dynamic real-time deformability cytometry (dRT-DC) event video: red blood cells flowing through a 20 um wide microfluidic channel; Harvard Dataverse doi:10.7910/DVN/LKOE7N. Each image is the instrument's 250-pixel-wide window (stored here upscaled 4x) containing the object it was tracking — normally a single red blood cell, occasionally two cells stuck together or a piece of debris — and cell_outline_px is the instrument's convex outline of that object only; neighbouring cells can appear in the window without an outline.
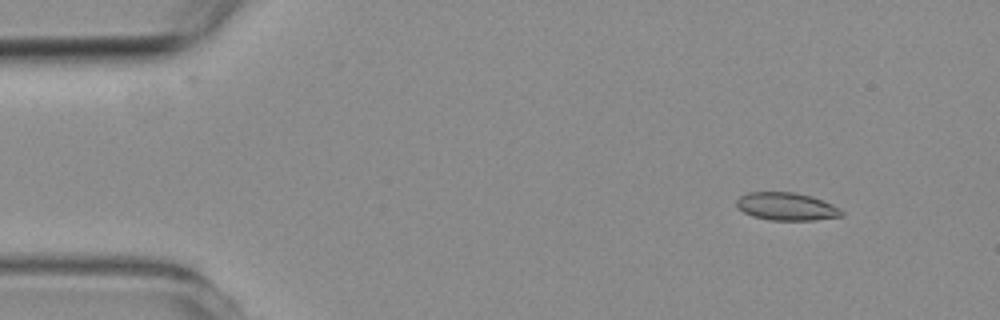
{"species": "common noctule bat (a hibernating species)", "species_latin": "Nyctalus noctula", "temperature_condition": "room temperature", "stored_images_in_passage": 5, "camera_frame_rate_fps": 3000, "um_per_image_px": 0.085, "animal": {"sex": "female", "body_mass_g": 19.3, "forearm_length_mm": 54.1}, "frame": {"image": 1, "passage_image": 2, "time_ms": 1.333, "image_size_px": [1000, 320], "cell_outline_px": [[844, 216], [812, 220], [768, 220], [752, 216], [744, 212], [736, 204], [736, 200], [740, 196], [748, 192], [796, 192], [812, 196], [832, 204], [840, 208], [844, 212]], "centroid_in_image_um": [66.87, 17.55], "position_along_channel_um": 18.1, "area_um2": 17.11}}